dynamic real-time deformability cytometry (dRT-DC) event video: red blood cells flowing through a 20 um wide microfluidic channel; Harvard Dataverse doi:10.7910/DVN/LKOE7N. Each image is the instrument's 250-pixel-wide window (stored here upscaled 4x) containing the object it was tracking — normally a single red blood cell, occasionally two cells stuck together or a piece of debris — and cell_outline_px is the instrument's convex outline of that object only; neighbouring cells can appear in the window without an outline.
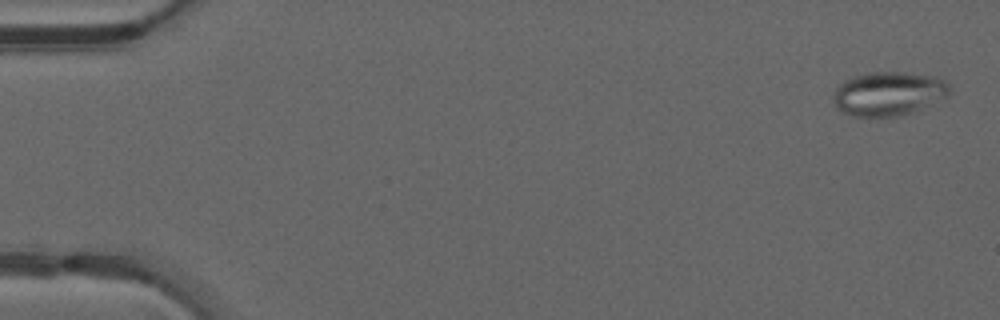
{"species": "common noctule bat (a hibernating species)", "species_latin": "Nyctalus noctula", "temperature_condition": "warm", "stored_images_in_passage": 49, "camera_frame_rate_fps": 3000, "um_per_image_px": 0.085, "animal": {"sex": "male", "forearm_length_mm": 52.5}, "frame": {"image": 1, "passage_image": 2, "time_ms": 0.333, "image_size_px": [1000, 320], "cell_outline_px": [[952, 88], [948, 96], [912, 112], [896, 116], [856, 116], [844, 112], [836, 108], [832, 100], [832, 96], [836, 88], [844, 80], [852, 76], [872, 72], [904, 72], [936, 76], [944, 80]], "centroid_in_image_um": [75.52, 7.94], "position_along_channel_um": 9.5, "area_um2": 29.82}}
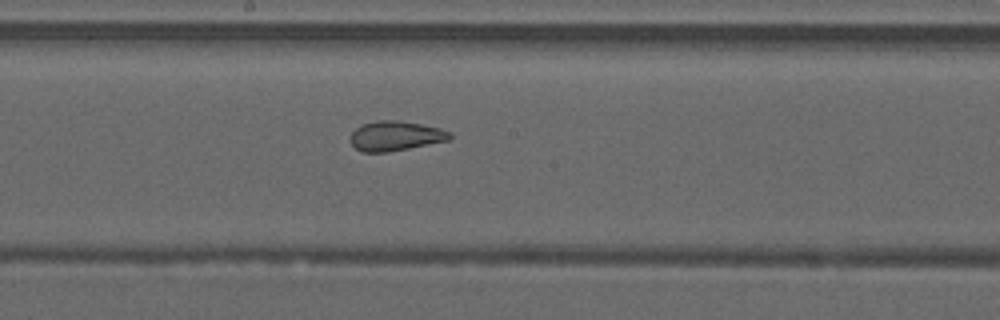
{"frame": {"image": 2, "passage_image": 27, "time_ms": 8.667, "image_size_px": [1000, 320], "cell_outline_px": [[452, 136], [448, 140], [388, 152], [364, 152], [356, 148], [348, 140], [348, 136], [356, 128], [364, 124], [376, 120], [400, 120], [440, 128], [452, 132]], "centroid_in_image_um": [33.59, 11.54], "position_along_channel_um": 214.6, "area_um2": 17.22}}
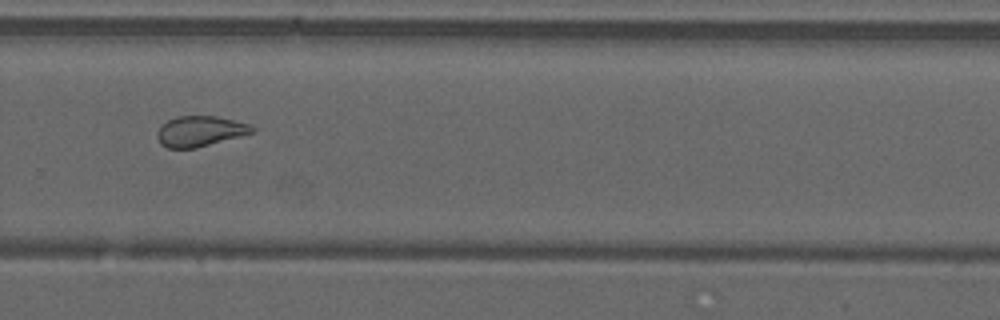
{"frame": {"image": 3, "passage_image": 34, "time_ms": 11.0, "image_size_px": [1000, 320], "cell_outline_px": [[256, 132], [196, 148], [168, 148], [160, 144], [156, 136], [156, 132], [160, 124], [176, 116], [216, 116], [248, 124], [256, 128]], "centroid_in_image_um": [16.97, 11.15], "position_along_channel_um": 312.8, "area_um2": 16.99}, "authors_computed_cell_mechanics": {"area_um2": 20.9814, "velocity_mm_per_s": 4.2345, "shape_relaxation_time_tau1_ms": null, "shape_relaxation_time_tau2_ms": 1.5818, "deformation_change_tau1": null, "deformation_change_tau2": 0.091}}